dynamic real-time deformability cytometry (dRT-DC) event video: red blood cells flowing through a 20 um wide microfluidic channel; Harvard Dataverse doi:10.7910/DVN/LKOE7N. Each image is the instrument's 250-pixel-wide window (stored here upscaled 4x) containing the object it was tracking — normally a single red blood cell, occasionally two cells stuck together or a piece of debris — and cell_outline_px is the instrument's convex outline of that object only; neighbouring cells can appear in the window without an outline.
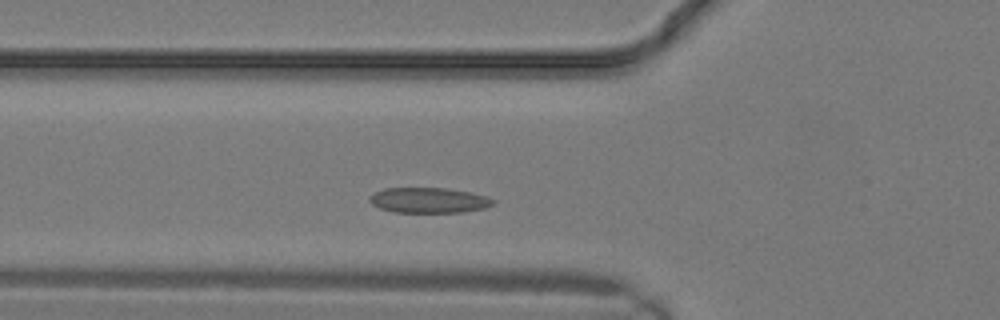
{"species": "common noctule bat (a hibernating species)", "species_latin": "Nyctalus noctula", "temperature_condition": "warm", "stored_images_in_passage": 7, "camera_frame_rate_fps": 3000, "um_per_image_px": 0.085, "animal": {"sex": "male", "body_mass_g": 19.2, "forearm_length_mm": 51.8}, "frame": {"image": 1, "passage_image": 5, "time_ms": 1.333, "image_size_px": [1000, 320], "cell_outline_px": [[496, 200], [492, 204], [484, 208], [464, 212], [396, 212], [380, 208], [372, 204], [368, 200], [368, 196], [384, 188], [444, 188], [468, 192], [488, 196]], "centroid_in_image_um": [36.44, 17.02], "position_along_channel_um": 89.4, "area_um2": 18.15}}
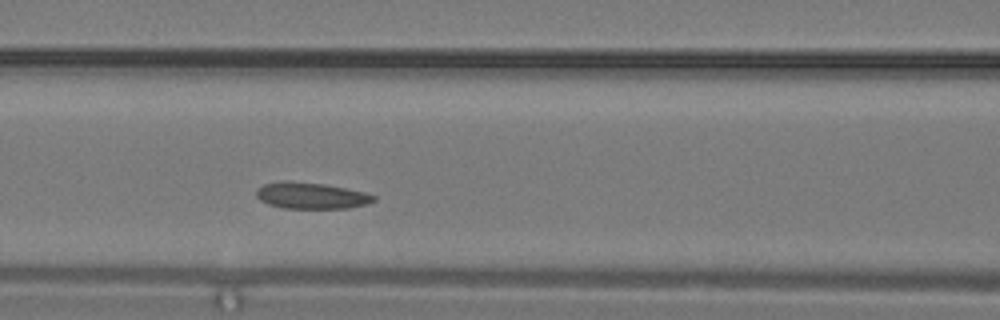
{"frame": {"image": 2, "passage_image": 7, "time_ms": 2.0, "image_size_px": [1000, 320], "cell_outline_px": [[376, 200], [368, 204], [348, 208], [284, 208], [268, 204], [260, 200], [256, 196], [256, 188], [264, 184], [288, 180], [324, 184], [364, 192], [376, 196]], "centroid_in_image_um": [26.44, 16.63], "position_along_channel_um": 140.2, "area_um2": 18.03}}